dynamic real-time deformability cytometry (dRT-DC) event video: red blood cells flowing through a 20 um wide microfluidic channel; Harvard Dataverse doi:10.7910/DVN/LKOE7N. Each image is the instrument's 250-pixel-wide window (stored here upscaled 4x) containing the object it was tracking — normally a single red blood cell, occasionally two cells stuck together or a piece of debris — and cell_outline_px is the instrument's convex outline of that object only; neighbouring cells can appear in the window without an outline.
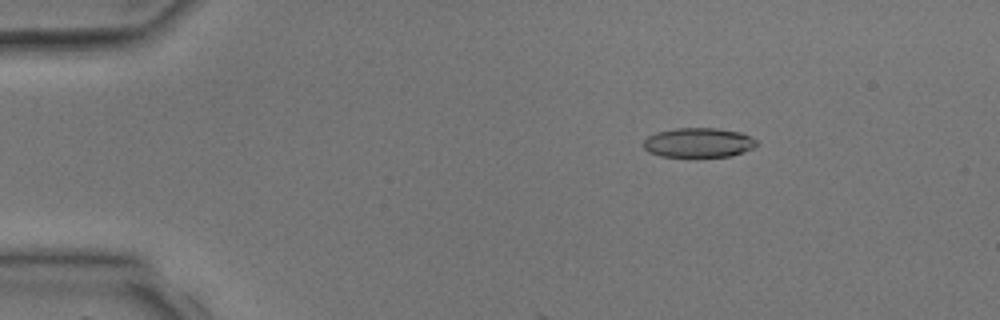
{"species": "common noctule bat (a hibernating species)", "species_latin": "Nyctalus noctula", "temperature_condition": "room temperature", "stored_images_in_passage": 3, "camera_frame_rate_fps": 3000, "um_per_image_px": 0.085, "animal": {"sex": "male", "body_mass_g": 17.9, "forearm_length_mm": 54.2}, "frame": {"image": 1, "passage_image": 2, "time_ms": 1.333, "image_size_px": [1000, 320], "cell_outline_px": [[760, 144], [744, 152], [732, 156], [660, 156], [648, 152], [644, 148], [644, 140], [648, 136], [656, 132], [676, 128], [716, 128], [740, 132], [756, 140]], "centroid_in_image_um": [59.37, 12.12], "position_along_channel_um": 25.6, "area_um2": 19.42}}